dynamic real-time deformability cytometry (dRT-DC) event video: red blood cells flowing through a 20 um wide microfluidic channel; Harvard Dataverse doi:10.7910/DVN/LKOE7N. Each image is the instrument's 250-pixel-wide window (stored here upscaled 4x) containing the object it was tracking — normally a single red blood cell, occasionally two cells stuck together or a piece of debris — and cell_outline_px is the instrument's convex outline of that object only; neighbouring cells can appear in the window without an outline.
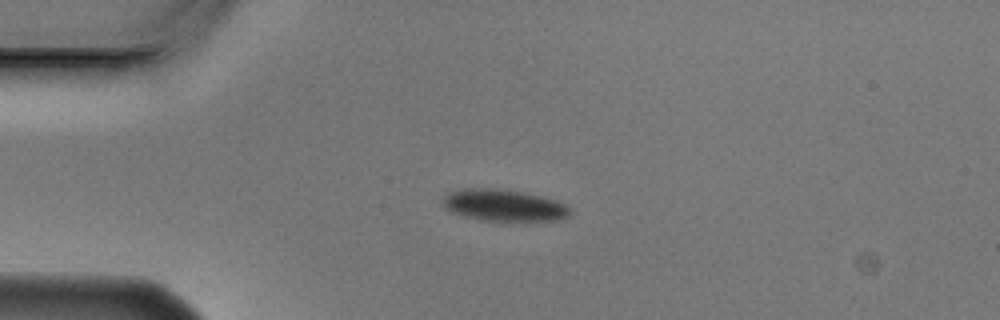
{"species": "Egyptian fruit bat (a non-hibernating species)", "species_latin": "Rousettus aegyptiacus", "temperature_condition": "cold", "stored_images_in_passage": 7, "camera_frame_rate_fps": 3000, "um_per_image_px": 0.085, "animal": {"sex": "male"}, "frame": {"image": 1, "passage_image": 3, "time_ms": 0.667, "image_size_px": [1000, 320], "cell_outline_px": [[572, 212], [568, 216], [560, 220], [480, 220], [452, 212], [440, 204], [444, 196], [452, 192], [464, 188], [492, 188], [524, 192], [540, 196], [564, 204]], "centroid_in_image_um": [42.79, 17.44], "position_along_channel_um": 42.2, "area_um2": 23.12}}
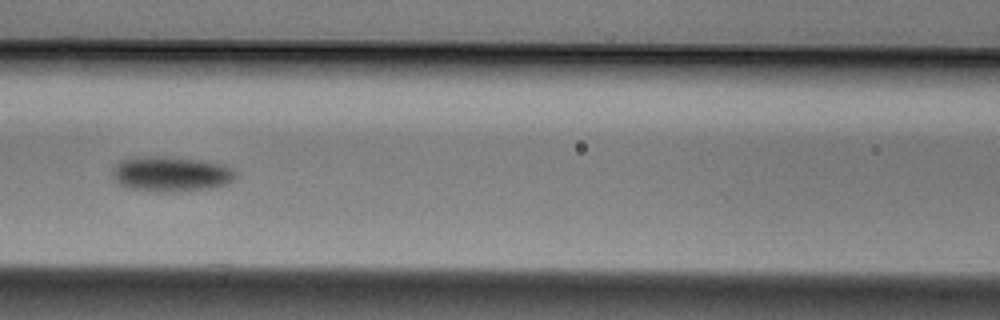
{"frame": {"image": 2, "passage_image": 6, "time_ms": 1.667, "image_size_px": [1000, 320], "cell_outline_px": [[236, 176], [228, 184], [208, 188], [180, 192], [160, 192], [128, 188], [120, 184], [112, 176], [112, 168], [120, 160], [152, 156], [164, 156], [200, 160], [224, 164], [232, 168], [236, 172]], "centroid_in_image_um": [14.55, 14.79], "position_along_channel_um": 152.1, "area_um2": 25.32}}
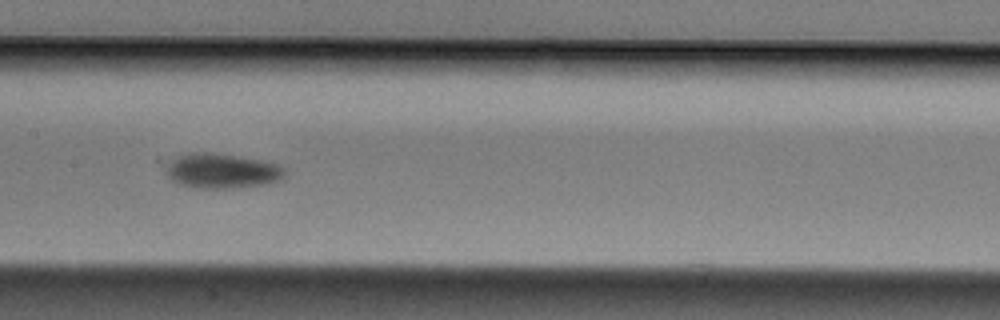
{"frame": {"image": 3, "passage_image": 7, "time_ms": 2.0, "image_size_px": [1000, 320], "cell_outline_px": [[288, 172], [280, 180], [264, 184], [232, 188], [196, 188], [180, 184], [172, 180], [164, 172], [168, 164], [172, 160], [188, 152], [212, 152], [264, 160], [280, 164]], "centroid_in_image_um": [18.89, 14.52], "position_along_channel_um": 188.5, "area_um2": 24.33}}